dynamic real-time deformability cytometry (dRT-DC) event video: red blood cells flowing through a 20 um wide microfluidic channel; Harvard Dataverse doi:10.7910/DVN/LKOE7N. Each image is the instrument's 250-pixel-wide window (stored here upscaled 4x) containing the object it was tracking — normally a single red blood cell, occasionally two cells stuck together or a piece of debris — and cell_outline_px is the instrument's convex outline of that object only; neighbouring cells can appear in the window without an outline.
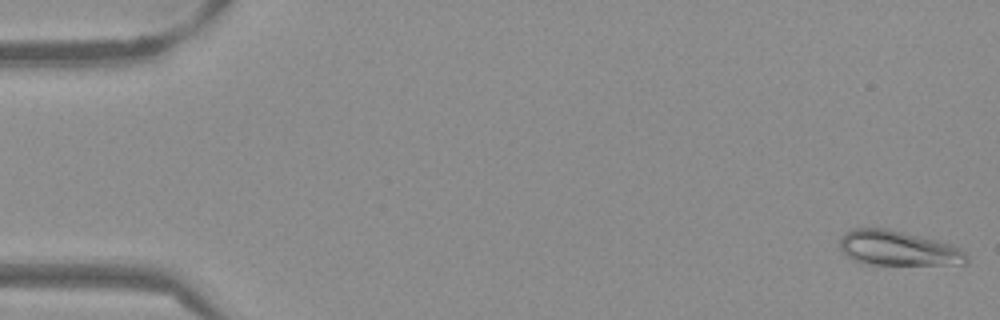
{"species": "Egyptian fruit bat (a non-hibernating species)", "species_latin": "Rousettus aegyptiacus", "temperature_condition": "warm", "stored_images_in_passage": 53, "camera_frame_rate_fps": 3000, "um_per_image_px": 0.085, "frame": {"image": 1, "passage_image": 1, "time_ms": 0.0, "image_size_px": [1000, 320], "cell_outline_px": [[968, 264], [868, 264], [856, 260], [848, 256], [840, 248], [840, 240], [844, 232], [852, 228], [888, 228], [952, 244], [960, 248], [968, 256]], "centroid_in_image_um": [76.35, 21.09], "position_along_channel_um": 8.7, "area_um2": 25.61}}
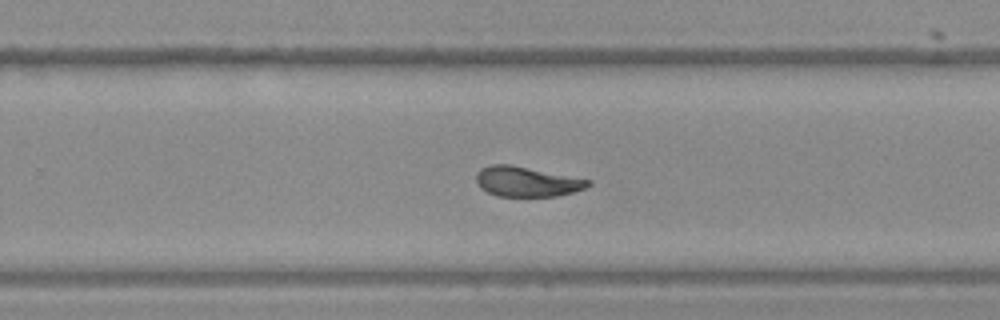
{"frame": {"image": 2, "passage_image": 34, "time_ms": 11.0, "image_size_px": [1000, 320], "cell_outline_px": [[592, 184], [584, 188], [572, 192], [556, 196], [496, 196], [480, 188], [476, 184], [476, 172], [480, 168], [492, 164], [508, 164], [592, 180]], "centroid_in_image_um": [44.73, 15.43], "position_along_channel_um": 285.1, "area_um2": 19.54}}
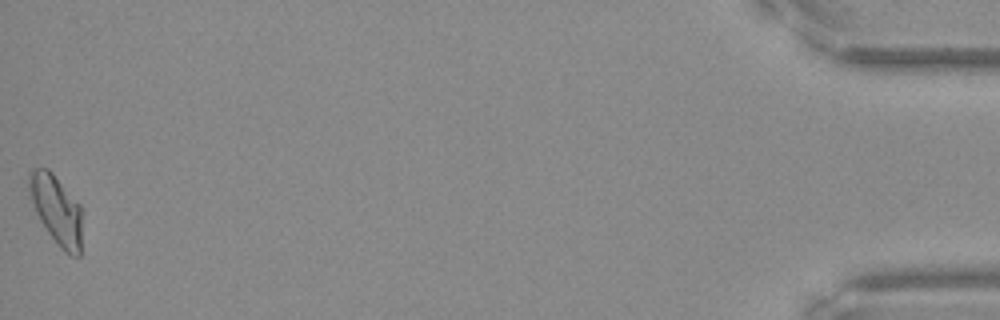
{"frame": {"image": 3, "passage_image": 53, "time_ms": 17.333, "image_size_px": [1000, 320], "cell_outline_px": [[80, 256], [72, 256], [64, 252], [60, 248], [48, 232], [40, 220], [28, 196], [28, 172], [32, 168], [48, 168], [52, 172], [80, 204]], "centroid_in_image_um": [4.75, 17.79], "position_along_channel_um": 430.5, "area_um2": 21.33}, "authors_computed_cell_mechanics": {"area_um2": 20.6346, "velocity_mm_per_s": 3.8192, "shape_relaxation_time_tau1_ms": 5.2805, "shape_relaxation_time_tau2_ms": 1.1212, "deformation_change_tau1": 0.1847, "deformation_change_tau2": 0.06}}